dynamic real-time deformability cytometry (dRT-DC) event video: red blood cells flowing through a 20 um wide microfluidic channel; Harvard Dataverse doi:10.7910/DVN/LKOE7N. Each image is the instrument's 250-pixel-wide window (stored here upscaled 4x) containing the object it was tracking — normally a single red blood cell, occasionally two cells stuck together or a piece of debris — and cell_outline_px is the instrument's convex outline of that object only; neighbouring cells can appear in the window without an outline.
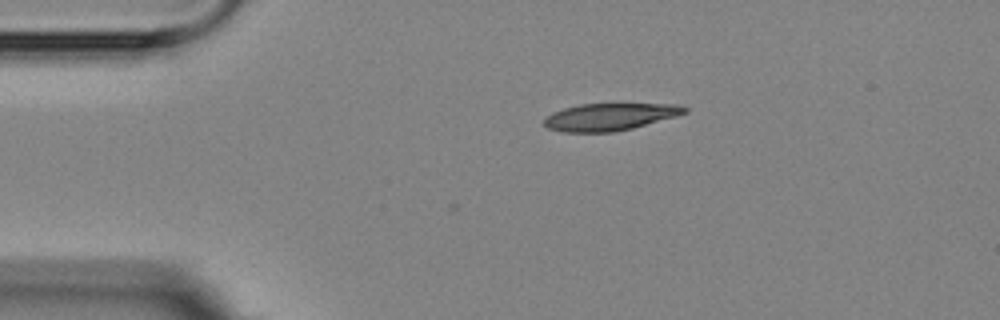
{"species": "Egyptian fruit bat (a non-hibernating species)", "species_latin": "Rousettus aegyptiacus", "temperature_condition": "room temperature", "stored_images_in_passage": 3, "camera_frame_rate_fps": 3000, "um_per_image_px": 0.085, "animal": {"sex": "female"}, "frame": {"image": 1, "passage_image": 1, "time_ms": 0.0, "image_size_px": [1000, 320], "cell_outline_px": [[688, 112], [676, 116], [632, 128], [612, 132], [560, 132], [548, 128], [544, 124], [544, 120], [552, 112], [564, 108], [580, 104], [680, 104], [688, 108]], "centroid_in_image_um": [51.84, 9.93], "position_along_channel_um": 33.2, "area_um2": 22.2}}